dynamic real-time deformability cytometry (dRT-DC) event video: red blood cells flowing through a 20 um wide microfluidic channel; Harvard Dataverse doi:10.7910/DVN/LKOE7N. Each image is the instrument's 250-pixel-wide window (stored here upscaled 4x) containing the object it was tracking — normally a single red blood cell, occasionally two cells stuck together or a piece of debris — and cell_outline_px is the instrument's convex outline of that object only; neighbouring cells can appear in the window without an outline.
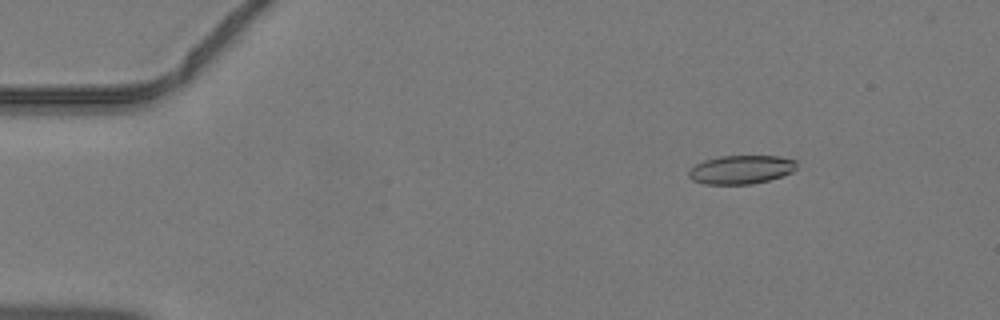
{"species": "common noctule bat (a hibernating species)", "species_latin": "Nyctalus noctula", "temperature_condition": "warm", "stored_images_in_passage": 46, "camera_frame_rate_fps": 3000, "um_per_image_px": 0.085, "animal": {"sex": "male", "body_mass_g": 19.2, "forearm_length_mm": 51.8}, "frame": {"image": 1, "passage_image": 7, "time_ms": 2.0, "image_size_px": [1000, 320], "cell_outline_px": [[796, 168], [792, 172], [768, 180], [752, 184], [704, 184], [692, 180], [688, 176], [688, 172], [696, 164], [704, 160], [720, 156], [780, 156], [796, 160]], "centroid_in_image_um": [62.98, 14.41], "position_along_channel_um": 22.0, "area_um2": 17.98}}
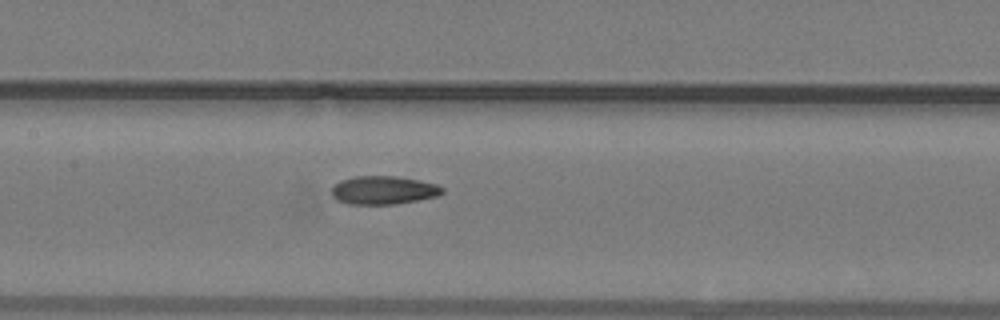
{"frame": {"image": 2, "passage_image": 23, "time_ms": 7.333, "image_size_px": [1000, 320], "cell_outline_px": [[444, 192], [436, 196], [396, 204], [348, 204], [336, 200], [332, 196], [332, 188], [340, 180], [356, 176], [396, 176], [420, 180], [436, 184], [444, 188]], "centroid_in_image_um": [32.58, 16.16], "position_along_channel_um": 174.8, "area_um2": 18.26}}
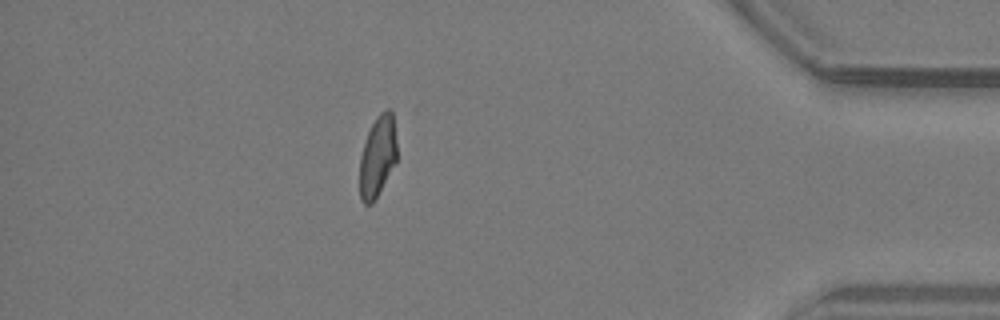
{"frame": {"image": 3, "passage_image": 41, "time_ms": 13.333, "image_size_px": [1000, 320], "cell_outline_px": [[396, 160], [372, 204], [364, 204], [360, 200], [360, 156], [368, 132], [376, 116], [380, 112], [388, 108], [392, 108], [396, 140]], "centroid_in_image_um": [32.09, 13.25], "position_along_channel_um": 403.1, "area_um2": 17.34}}